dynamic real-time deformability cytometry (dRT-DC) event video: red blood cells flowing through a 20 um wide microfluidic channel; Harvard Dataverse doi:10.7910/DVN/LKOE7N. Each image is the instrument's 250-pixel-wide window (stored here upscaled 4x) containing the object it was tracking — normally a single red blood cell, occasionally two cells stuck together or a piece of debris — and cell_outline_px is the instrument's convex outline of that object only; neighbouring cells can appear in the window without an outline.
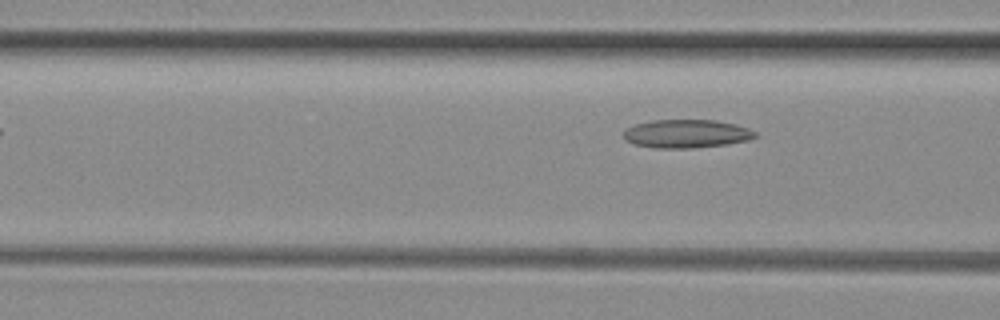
{"species": "common noctule bat (a hibernating species)", "species_latin": "Nyctalus noctula", "temperature_condition": "room temperature", "stored_images_in_passage": 3, "camera_frame_rate_fps": 3000, "um_per_image_px": 0.085, "animal": {"sex": "female", "body_mass_g": 29.2, "forearm_length_mm": 56.3}, "frame": {"image": 1, "passage_image": 3, "time_ms": 0.667, "image_size_px": [1000, 320], "cell_outline_px": [[760, 136], [748, 140], [728, 144], [692, 148], [656, 148], [636, 144], [624, 140], [624, 132], [628, 128], [636, 124], [652, 120], [716, 120], [748, 128], [756, 132]], "centroid_in_image_um": [58.38, 11.37], "position_along_channel_um": 108.2, "area_um2": 21.68}}